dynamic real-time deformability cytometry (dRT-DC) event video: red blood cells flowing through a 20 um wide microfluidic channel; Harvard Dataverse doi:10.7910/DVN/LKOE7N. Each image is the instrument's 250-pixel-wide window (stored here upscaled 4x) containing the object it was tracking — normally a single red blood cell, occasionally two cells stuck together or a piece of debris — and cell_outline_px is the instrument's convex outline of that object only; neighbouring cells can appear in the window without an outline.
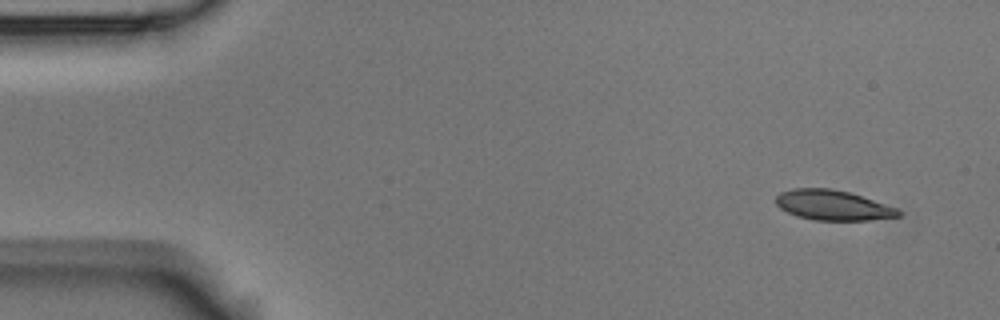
{"species": "Egyptian fruit bat (a non-hibernating species)", "species_latin": "Rousettus aegyptiacus", "temperature_condition": "room temperature", "stored_images_in_passage": 8, "camera_frame_rate_fps": 3000, "um_per_image_px": 0.085, "animal": {"sex": "male"}, "frame": {"image": 1, "passage_image": 1, "time_ms": 0.0, "image_size_px": [1000, 320], "cell_outline_px": [[900, 216], [868, 220], [816, 220], [796, 216], [780, 208], [776, 204], [776, 196], [780, 192], [792, 188], [832, 188], [848, 192], [896, 208], [900, 212]], "centroid_in_image_um": [70.73, 17.44], "position_along_channel_um": 14.3, "area_um2": 21.21}}
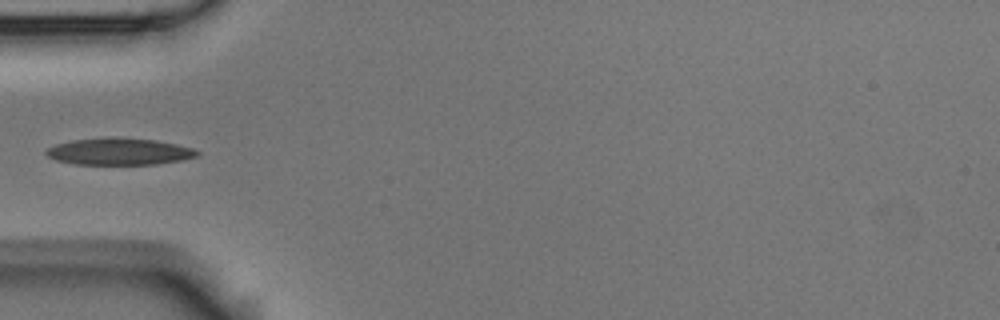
{"frame": {"image": 2, "passage_image": 5, "time_ms": 1.333, "image_size_px": [1000, 320], "cell_outline_px": [[200, 152], [196, 156], [184, 160], [156, 164], [76, 164], [56, 160], [48, 156], [44, 152], [48, 148], [56, 144], [72, 140], [156, 140], [176, 144], [192, 148]], "centroid_in_image_um": [10.16, 12.93], "position_along_channel_um": 74.8, "area_um2": 22.48}}
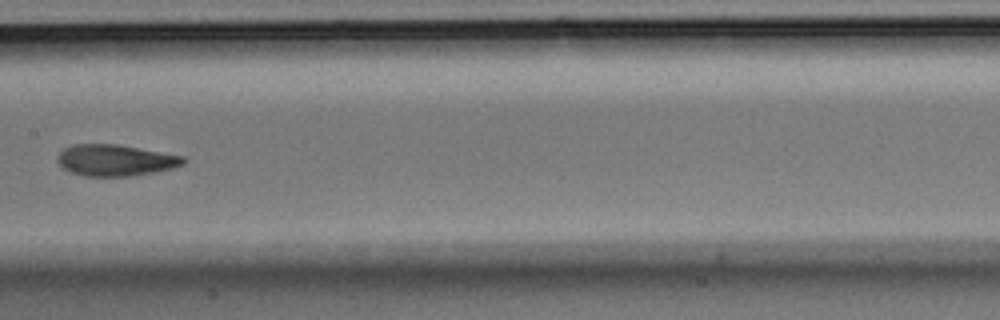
{"frame": {"image": 3, "passage_image": 8, "time_ms": 2.333, "image_size_px": [1000, 320], "cell_outline_px": [[188, 160], [184, 164], [172, 168], [156, 172], [128, 176], [84, 176], [72, 172], [64, 168], [56, 160], [56, 156], [64, 148], [76, 144], [116, 144], [184, 156]], "centroid_in_image_um": [9.82, 13.62], "position_along_channel_um": 197.6, "area_um2": 22.95}}